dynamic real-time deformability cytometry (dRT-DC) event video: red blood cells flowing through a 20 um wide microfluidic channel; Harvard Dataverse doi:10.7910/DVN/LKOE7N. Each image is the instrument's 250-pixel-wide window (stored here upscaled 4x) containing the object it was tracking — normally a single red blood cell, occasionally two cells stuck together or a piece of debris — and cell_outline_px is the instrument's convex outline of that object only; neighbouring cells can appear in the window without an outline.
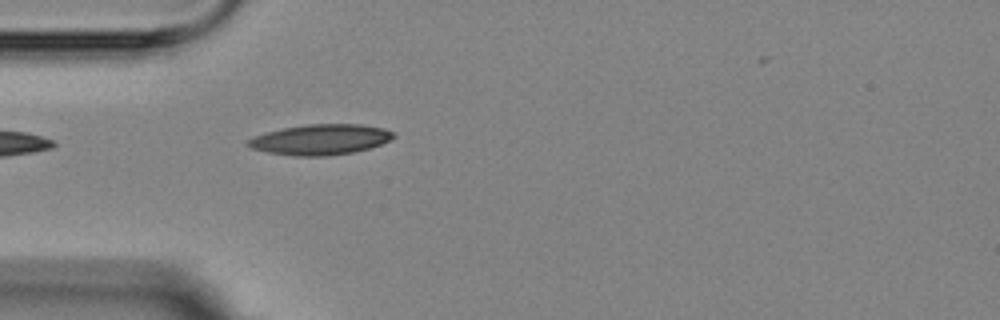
{"species": "Egyptian fruit bat (a non-hibernating species)", "species_latin": "Rousettus aegyptiacus", "temperature_condition": "room temperature", "stored_images_in_passage": 1, "camera_frame_rate_fps": 3000, "um_per_image_px": 0.085, "animal": {"sex": "female"}, "frame": {"image": 1, "passage_image": 1, "time_ms": 0.0, "image_size_px": [1000, 320], "cell_outline_px": [[396, 136], [380, 144], [368, 148], [352, 152], [324, 156], [296, 156], [268, 152], [252, 148], [248, 144], [248, 140], [256, 136], [268, 132], [284, 128], [308, 124], [360, 124], [384, 128], [392, 132]], "centroid_in_image_um": [27.26, 11.85], "position_along_channel_um": 57.7, "area_um2": 25.32}}